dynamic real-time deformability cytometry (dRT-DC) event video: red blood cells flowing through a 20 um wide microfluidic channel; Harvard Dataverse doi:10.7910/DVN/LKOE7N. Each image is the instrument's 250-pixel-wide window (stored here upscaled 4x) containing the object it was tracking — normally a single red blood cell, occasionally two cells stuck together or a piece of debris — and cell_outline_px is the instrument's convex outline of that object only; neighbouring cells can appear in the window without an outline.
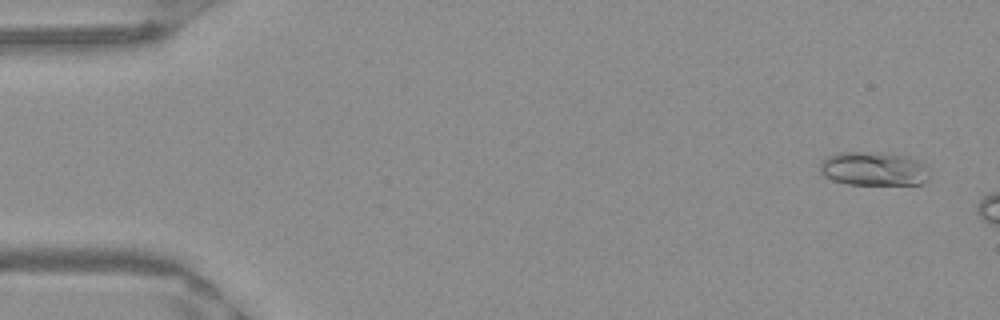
{"species": "Egyptian fruit bat (a non-hibernating species)", "species_latin": "Rousettus aegyptiacus", "temperature_condition": "warm", "stored_images_in_passage": 9, "camera_frame_rate_fps": 3000, "um_per_image_px": 0.085, "frame": {"image": 1, "passage_image": 3, "time_ms": 0.667, "image_size_px": [1000, 320], "cell_outline_px": [[928, 180], [924, 184], [848, 184], [832, 180], [824, 176], [820, 172], [820, 164], [828, 156], [840, 152], [880, 152], [908, 156], [924, 164]], "centroid_in_image_um": [74.24, 14.34], "position_along_channel_um": 10.8, "area_um2": 21.5}}